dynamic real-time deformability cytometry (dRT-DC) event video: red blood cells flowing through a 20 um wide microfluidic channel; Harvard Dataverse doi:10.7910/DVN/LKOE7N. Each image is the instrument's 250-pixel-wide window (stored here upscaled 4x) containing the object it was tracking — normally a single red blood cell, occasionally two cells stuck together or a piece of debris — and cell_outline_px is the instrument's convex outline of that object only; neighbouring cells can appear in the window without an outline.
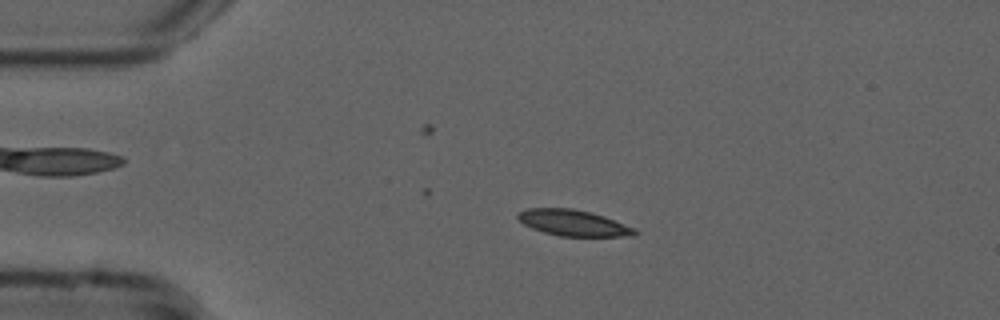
{"species": "common noctule bat (a hibernating species)", "species_latin": "Nyctalus noctula", "temperature_condition": "cold", "stored_images_in_passage": 33, "camera_frame_rate_fps": 3000, "um_per_image_px": 0.085, "animal": {"sex": "male", "forearm_length_mm": 52.5}, "frame": {"image": 1, "passage_image": 12, "time_ms": 3.667, "image_size_px": [1000, 320], "cell_outline_px": [[640, 232], [636, 236], [560, 236], [544, 232], [532, 228], [524, 224], [516, 216], [520, 212], [528, 208], [572, 208], [604, 216], [636, 228]], "centroid_in_image_um": [48.79, 18.95], "position_along_channel_um": 36.2, "area_um2": 17.69}}
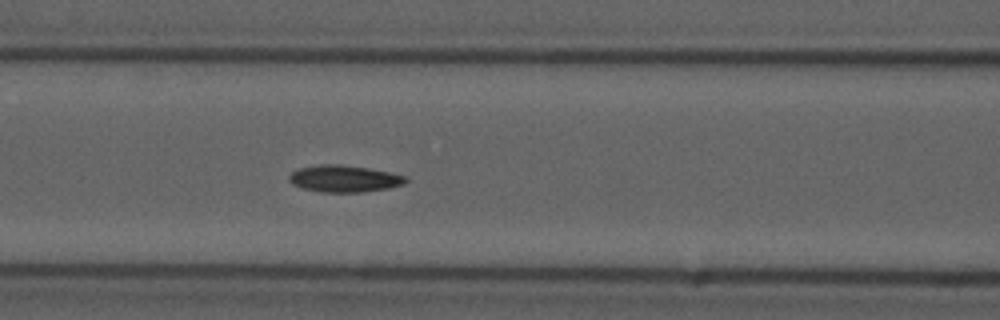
{"frame": {"image": 2, "passage_image": 23, "time_ms": 7.333, "image_size_px": [1000, 320], "cell_outline_px": [[408, 180], [404, 184], [388, 188], [360, 192], [320, 192], [304, 188], [292, 184], [288, 180], [288, 176], [292, 172], [300, 168], [320, 164], [340, 164], [368, 168], [388, 172], [404, 176]], "centroid_in_image_um": [29.23, 15.18], "position_along_channel_um": 137.4, "area_um2": 18.09}}
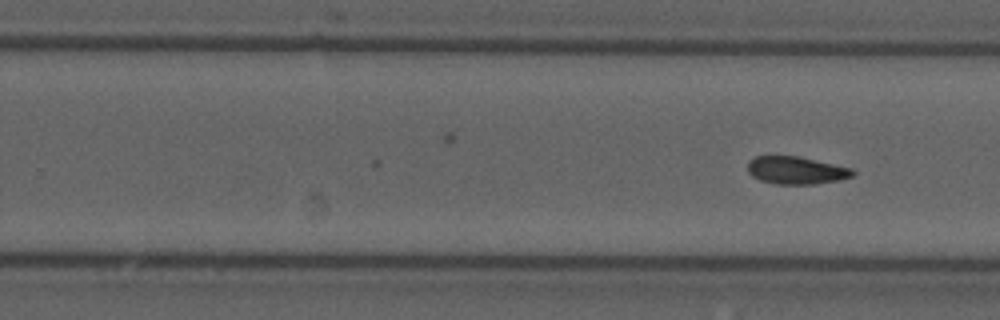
{"frame": {"image": 3, "passage_image": 33, "time_ms": 10.667, "image_size_px": [1000, 320], "cell_outline_px": [[856, 172], [852, 176], [840, 180], [816, 184], [776, 184], [760, 180], [752, 176], [748, 172], [748, 160], [756, 156], [800, 156], [852, 168]], "centroid_in_image_um": [67.68, 14.47], "position_along_channel_um": 262.1, "area_um2": 17.05}}